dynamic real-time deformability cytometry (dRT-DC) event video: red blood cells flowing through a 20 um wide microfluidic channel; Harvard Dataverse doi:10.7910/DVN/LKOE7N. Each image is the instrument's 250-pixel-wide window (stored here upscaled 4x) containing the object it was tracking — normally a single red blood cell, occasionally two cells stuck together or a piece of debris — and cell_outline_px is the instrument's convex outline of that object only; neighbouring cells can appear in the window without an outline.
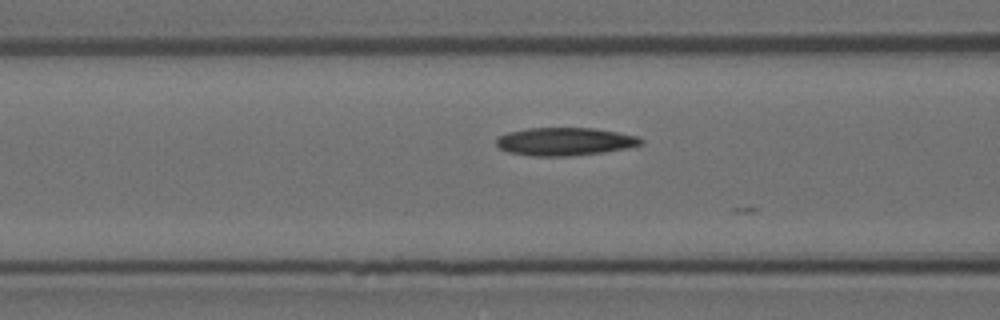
{"species": "Egyptian fruit bat (a non-hibernating species)", "species_latin": "Rousettus aegyptiacus", "temperature_condition": "room temperature", "stored_images_in_passage": 12, "camera_frame_rate_fps": 3000, "um_per_image_px": 0.085, "animal": {"sex": "female"}, "frame": {"image": 1, "passage_image": 7, "time_ms": 2.0, "image_size_px": [1000, 320], "cell_outline_px": [[644, 144], [628, 148], [604, 152], [568, 156], [532, 156], [508, 152], [500, 148], [496, 144], [496, 136], [508, 132], [528, 128], [592, 128], [640, 136], [644, 140]], "centroid_in_image_um": [48.02, 12.03], "position_along_channel_um": 118.6, "area_um2": 23.76}}
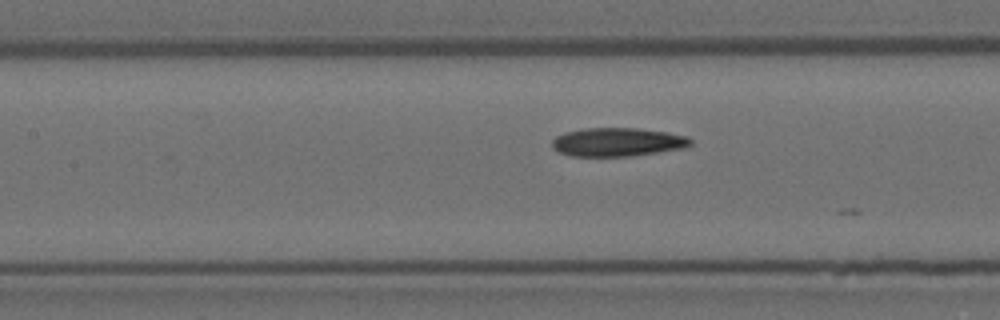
{"frame": {"image": 2, "passage_image": 10, "time_ms": 3.0, "image_size_px": [1000, 320], "cell_outline_px": [[692, 144], [684, 148], [632, 156], [572, 156], [560, 152], [552, 148], [552, 140], [556, 136], [564, 132], [584, 128], [636, 128], [664, 132], [688, 136], [692, 140]], "centroid_in_image_um": [52.48, 12.07], "position_along_channel_um": 154.9, "area_um2": 23.06}}